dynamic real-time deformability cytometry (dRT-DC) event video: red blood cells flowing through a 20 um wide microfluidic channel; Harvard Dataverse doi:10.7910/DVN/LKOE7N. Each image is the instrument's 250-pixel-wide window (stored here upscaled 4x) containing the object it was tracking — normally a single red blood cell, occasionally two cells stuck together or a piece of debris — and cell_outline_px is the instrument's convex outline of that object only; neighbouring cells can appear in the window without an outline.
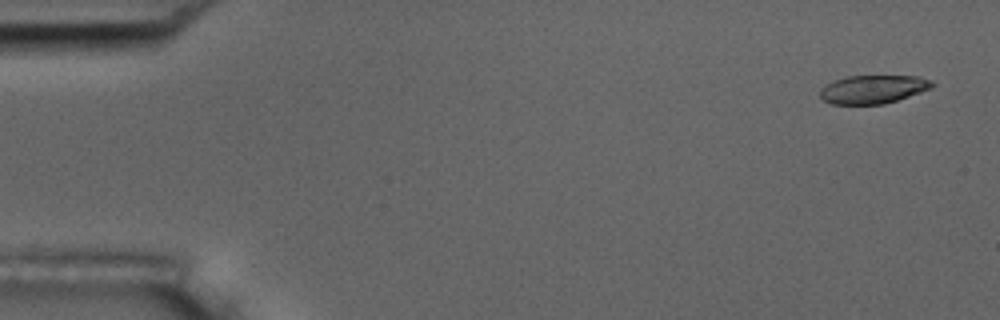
{"species": "common noctule bat (a hibernating species)", "species_latin": "Nyctalus noctula", "temperature_condition": "room temperature", "stored_images_in_passage": 56, "camera_frame_rate_fps": 3000, "um_per_image_px": 0.085, "animal": {"sex": "male", "body_mass_g": 17.5, "forearm_length_mm": 52.3}, "frame": {"image": 1, "passage_image": 3, "time_ms": 0.667, "image_size_px": [1000, 320], "cell_outline_px": [[936, 84], [932, 88], [884, 104], [832, 104], [824, 100], [820, 96], [820, 88], [836, 80], [848, 76], [916, 76], [932, 80]], "centroid_in_image_um": [74.23, 7.59], "position_along_channel_um": 10.8, "area_um2": 18.38}}
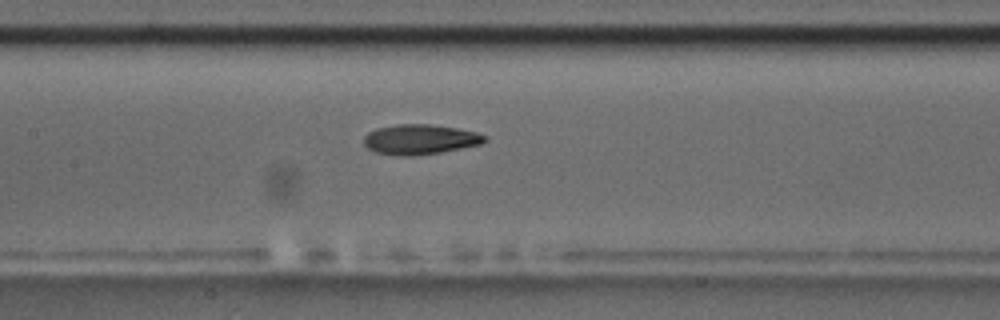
{"frame": {"image": 2, "passage_image": 27, "time_ms": 8.667, "image_size_px": [1000, 320], "cell_outline_px": [[488, 140], [480, 144], [440, 152], [412, 156], [400, 156], [376, 152], [368, 148], [364, 144], [364, 136], [368, 132], [376, 128], [396, 124], [428, 124], [456, 128], [476, 132], [488, 136]], "centroid_in_image_um": [35.69, 11.84], "position_along_channel_um": 171.7, "area_um2": 21.1}}
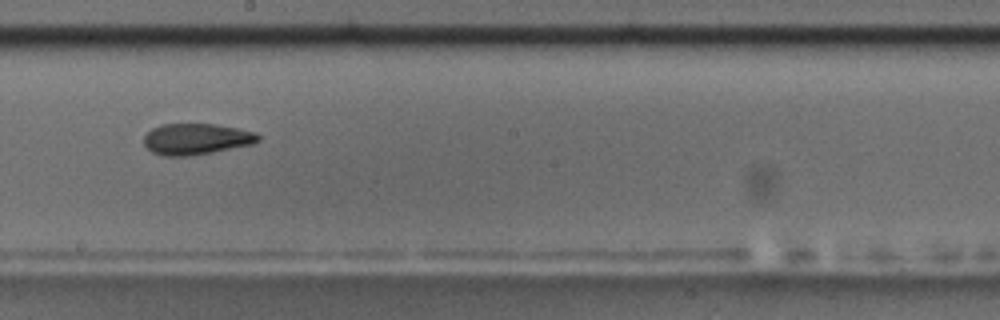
{"frame": {"image": 3, "passage_image": 32, "time_ms": 10.333, "image_size_px": [1000, 320], "cell_outline_px": [[260, 140], [252, 144], [192, 156], [164, 156], [152, 152], [144, 144], [144, 136], [152, 128], [160, 124], [216, 124], [256, 132], [260, 136]], "centroid_in_image_um": [16.67, 11.82], "position_along_channel_um": 231.5, "area_um2": 20.75}, "authors_computed_cell_mechanics": {"area_um2": 20.7213, "velocity_mm_per_s": 3.6146, "shape_relaxation_time_tau1_ms": null, "shape_relaxation_time_tau2_ms": 3.2286, "deformation_change_tau1": null, "deformation_change_tau2": 0.1044}}